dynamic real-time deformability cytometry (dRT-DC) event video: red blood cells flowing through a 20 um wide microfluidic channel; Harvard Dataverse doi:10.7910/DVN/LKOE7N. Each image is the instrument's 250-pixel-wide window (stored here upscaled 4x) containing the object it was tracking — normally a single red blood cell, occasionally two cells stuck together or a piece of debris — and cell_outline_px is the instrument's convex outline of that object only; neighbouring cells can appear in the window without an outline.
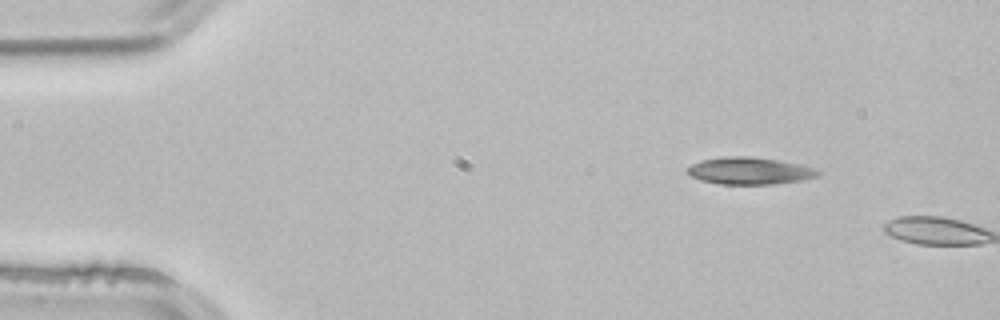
{"species": "common noctule bat (a hibernating species)", "species_latin": "Nyctalus noctula", "temperature_condition": "room temperature", "stored_images_in_passage": 2, "camera_frame_rate_fps": 3000, "um_per_image_px": 0.085, "animal": {"sex": "male", "body_mass_g": 21.5, "forearm_length_mm": 52.0}, "frame": {"image": 1, "passage_image": 1, "time_ms": 0.0, "image_size_px": [1000, 320], "cell_outline_px": [[820, 176], [804, 180], [772, 184], [716, 184], [700, 180], [692, 176], [688, 172], [688, 168], [692, 164], [700, 160], [728, 156], [748, 156], [776, 160], [800, 164], [816, 168], [820, 172]], "centroid_in_image_um": [63.75, 14.53], "position_along_channel_um": 21.3, "area_um2": 20.63}}